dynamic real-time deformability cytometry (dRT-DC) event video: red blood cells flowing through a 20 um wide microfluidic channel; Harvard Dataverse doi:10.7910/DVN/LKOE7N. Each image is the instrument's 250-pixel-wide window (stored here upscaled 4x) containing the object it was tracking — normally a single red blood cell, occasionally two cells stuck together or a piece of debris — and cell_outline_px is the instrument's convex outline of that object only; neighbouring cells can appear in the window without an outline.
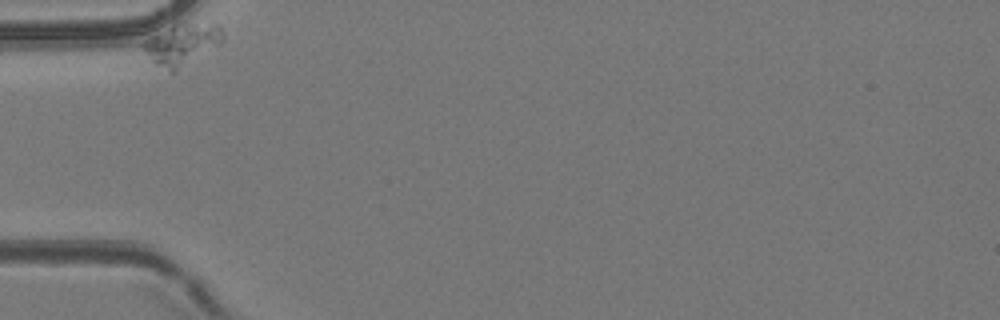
{"species": "common noctule bat (a hibernating species)", "species_latin": "Nyctalus noctula", "temperature_condition": "room temperature", "stored_images_in_passage": 34, "camera_frame_rate_fps": 3000, "um_per_image_px": 0.085, "animal": {"sex": "female", "body_mass_g": 24.6, "forearm_length_mm": 56.2}, "frame": {"image": 1, "passage_image": 1, "time_ms": 0.0, "image_size_px": [1000, 320], "cell_outline_px": [[224, 40], [220, 44], [172, 76], [156, 64], [144, 52], [140, 44], [144, 40], [172, 24], [216, 24], [224, 32]], "centroid_in_image_um": [15.45, 3.83], "position_along_channel_um": 69.6, "area_um2": 19.59}}
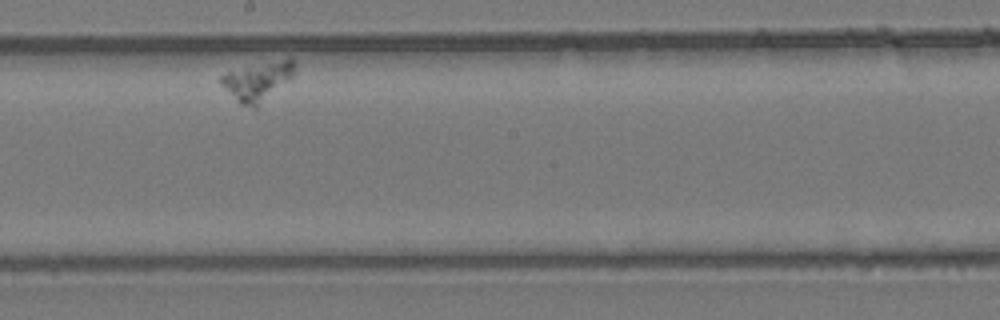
{"frame": {"image": 2, "passage_image": 19, "time_ms": 6.0, "image_size_px": [1000, 320], "cell_outline_px": [[296, 72], [292, 76], [256, 108], [240, 104], [220, 84], [220, 76], [228, 72], [288, 56], [296, 60]], "centroid_in_image_um": [21.95, 6.86], "position_along_channel_um": 226.3, "area_um2": 16.53}}
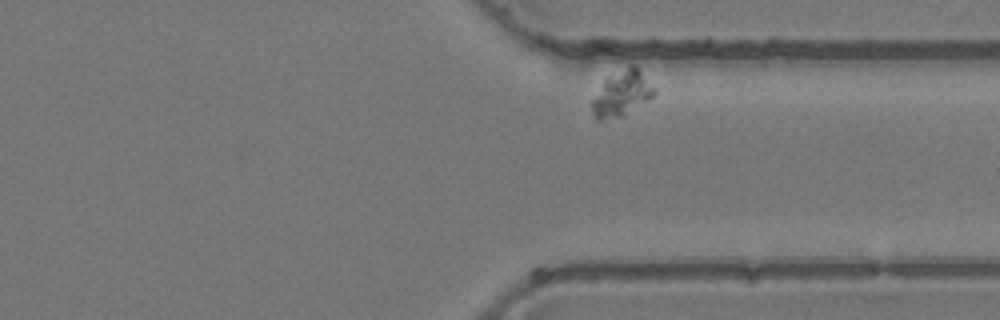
{"frame": {"image": 3, "passage_image": 32, "time_ms": 10.333, "image_size_px": [1000, 320], "cell_outline_px": [[656, 92], [652, 96], [624, 116], [600, 120], [596, 120], [592, 112], [592, 100], [604, 76], [632, 64], [656, 88]], "centroid_in_image_um": [52.8, 7.94], "position_along_channel_um": 358.6, "area_um2": 16.47}}